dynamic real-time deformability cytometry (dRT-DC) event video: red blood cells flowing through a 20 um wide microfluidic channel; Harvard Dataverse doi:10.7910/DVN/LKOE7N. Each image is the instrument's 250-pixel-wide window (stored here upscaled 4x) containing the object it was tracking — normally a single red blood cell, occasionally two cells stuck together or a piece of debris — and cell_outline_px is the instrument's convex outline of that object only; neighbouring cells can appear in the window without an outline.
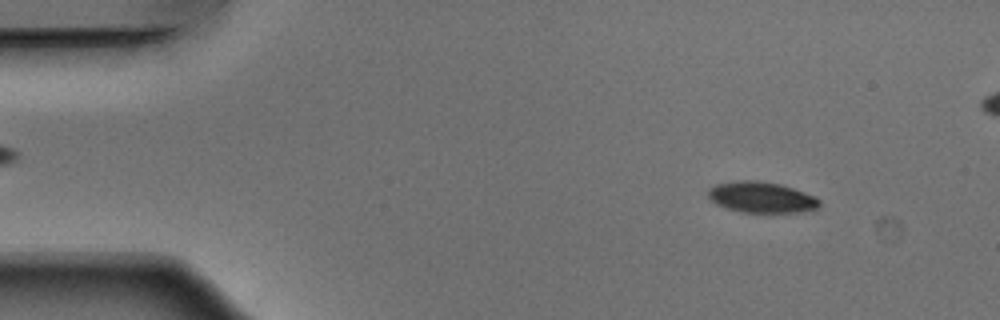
{"species": "Egyptian fruit bat (a non-hibernating species)", "species_latin": "Rousettus aegyptiacus", "temperature_condition": "warm", "stored_images_in_passage": 53, "segment_of_instrument_passage": [1, 2], "camera_frame_rate_fps": 3000, "um_per_image_px": 0.085, "animal": {"sex": "male"}, "frame": {"image": 1, "passage_image": 6, "time_ms": 1.667, "image_size_px": [1000, 320], "cell_outline_px": [[820, 204], [816, 208], [796, 212], [740, 212], [716, 204], [708, 196], [708, 188], [716, 184], [736, 180], [756, 180], [780, 184], [816, 196], [820, 200]], "centroid_in_image_um": [64.7, 16.75], "position_along_channel_um": 20.3, "area_um2": 19.94}}
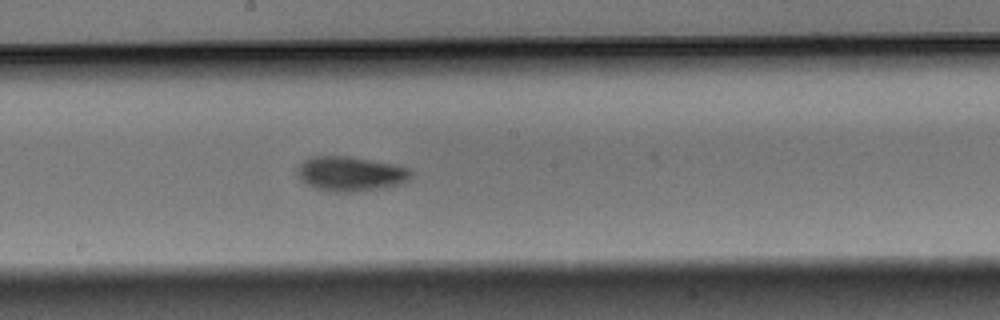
{"frame": {"image": 2, "passage_image": 28, "time_ms": 9.0, "image_size_px": [1000, 320], "cell_outline_px": [[412, 176], [408, 180], [400, 184], [384, 188], [352, 192], [328, 192], [304, 184], [296, 176], [296, 168], [308, 156], [348, 156], [396, 164], [408, 168], [412, 172]], "centroid_in_image_um": [29.75, 14.77], "position_along_channel_um": 218.4, "area_um2": 23.47}}
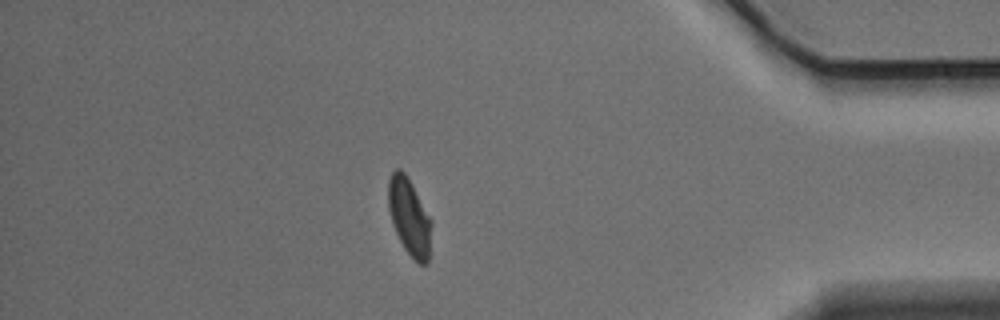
{"frame": {"image": 3, "passage_image": 45, "time_ms": 14.667, "image_size_px": [1000, 320], "cell_outline_px": [[432, 224], [428, 264], [420, 264], [404, 248], [392, 224], [388, 208], [388, 180], [392, 172], [396, 168], [400, 168], [404, 172], [412, 184], [432, 220]], "centroid_in_image_um": [34.79, 18.41], "position_along_channel_um": 400.4, "area_um2": 19.36}}